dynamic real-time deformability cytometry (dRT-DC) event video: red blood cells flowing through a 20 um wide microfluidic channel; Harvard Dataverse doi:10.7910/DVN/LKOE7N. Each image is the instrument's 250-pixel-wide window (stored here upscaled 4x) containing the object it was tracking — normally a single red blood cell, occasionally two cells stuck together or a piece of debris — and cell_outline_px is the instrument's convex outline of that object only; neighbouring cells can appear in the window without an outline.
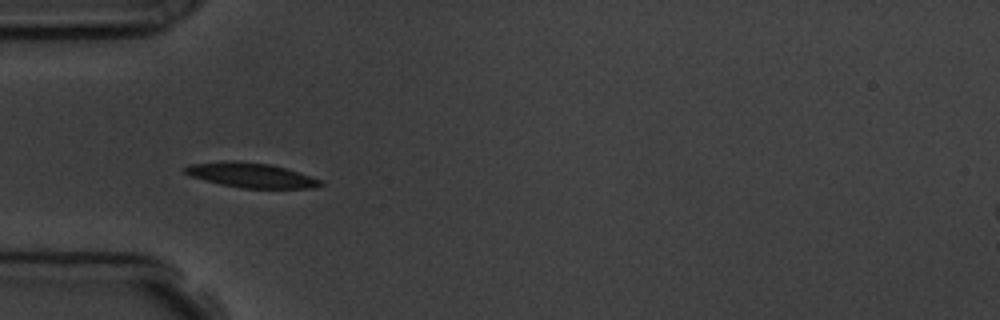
{"species": "common noctule bat (a hibernating species)", "species_latin": "Nyctalus noctula", "temperature_condition": "room temperature", "stored_images_in_passage": 2, "camera_frame_rate_fps": 3000, "um_per_image_px": 0.085, "animal": {"sex": "male", "body_mass_g": 19.5, "forearm_length_mm": 54.6}, "frame": {"image": 1, "passage_image": 1, "time_ms": 0.0, "image_size_px": [1000, 320], "cell_outline_px": [[324, 184], [316, 188], [240, 188], [220, 184], [188, 176], [180, 168], [188, 164], [224, 160], [232, 160], [272, 164], [320, 180]], "centroid_in_image_um": [21.22, 14.88], "position_along_channel_um": 63.8, "area_um2": 19.71}}